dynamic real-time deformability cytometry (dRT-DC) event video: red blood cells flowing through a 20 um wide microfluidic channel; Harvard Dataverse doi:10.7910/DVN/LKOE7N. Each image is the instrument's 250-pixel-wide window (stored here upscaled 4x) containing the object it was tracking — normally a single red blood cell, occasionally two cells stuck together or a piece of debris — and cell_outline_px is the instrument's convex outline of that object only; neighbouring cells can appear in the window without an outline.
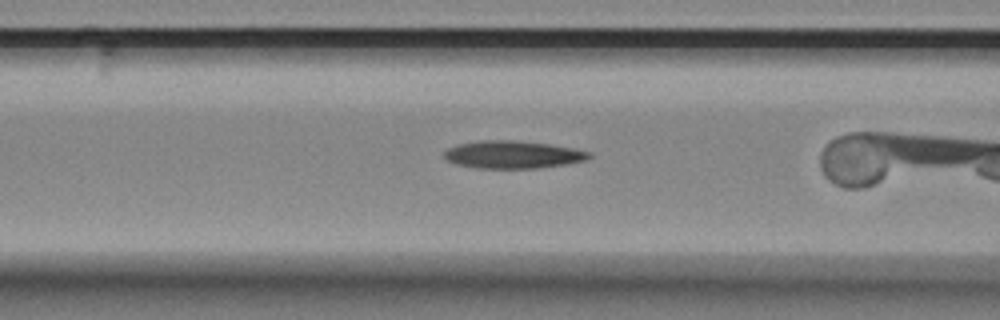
{"species": "Egyptian fruit bat (a non-hibernating species)", "species_latin": "Rousettus aegyptiacus", "temperature_condition": "room temperature", "stored_images_in_passage": 27, "camera_frame_rate_fps": 3000, "um_per_image_px": 0.085, "animal": {"sex": "female"}, "frame": {"image": 1, "passage_image": 5, "time_ms": 1.333, "image_size_px": [1000, 320], "cell_outline_px": [[592, 156], [588, 160], [564, 164], [536, 168], [476, 168], [456, 164], [448, 160], [444, 156], [444, 152], [448, 148], [460, 144], [480, 140], [516, 140], [548, 144], [572, 148], [592, 152]], "centroid_in_image_um": [43.61, 13.14], "position_along_channel_um": 123.0, "area_um2": 23.24}}
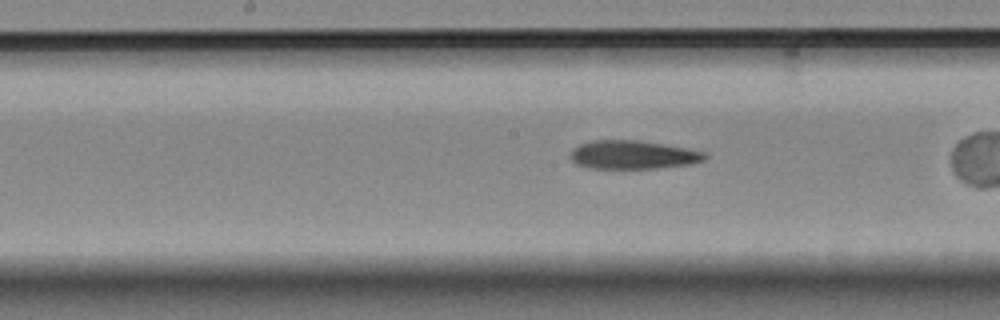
{"frame": {"image": 2, "passage_image": 11, "time_ms": 3.333, "image_size_px": [1000, 320], "cell_outline_px": [[708, 156], [704, 160], [688, 164], [656, 168], [592, 168], [576, 164], [572, 160], [572, 148], [580, 144], [592, 140], [636, 140], [664, 144], [688, 148], [704, 152]], "centroid_in_image_um": [53.8, 13.15], "position_along_channel_um": 194.4, "area_um2": 22.14}}
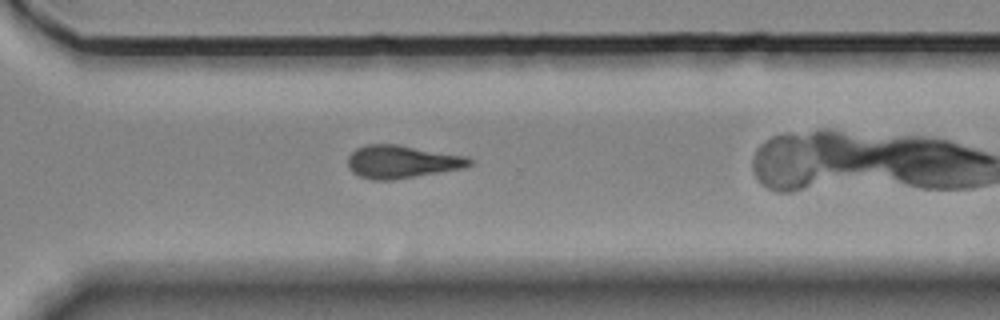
{"frame": {"image": 3, "passage_image": 23, "time_ms": 7.333, "image_size_px": [1000, 320], "cell_outline_px": [[476, 160], [472, 164], [464, 168], [392, 180], [372, 180], [360, 176], [352, 172], [348, 168], [348, 156], [356, 148], [364, 144], [396, 144], [468, 156]], "centroid_in_image_um": [34.18, 13.74], "position_along_channel_um": 336.4, "area_um2": 23.52}}